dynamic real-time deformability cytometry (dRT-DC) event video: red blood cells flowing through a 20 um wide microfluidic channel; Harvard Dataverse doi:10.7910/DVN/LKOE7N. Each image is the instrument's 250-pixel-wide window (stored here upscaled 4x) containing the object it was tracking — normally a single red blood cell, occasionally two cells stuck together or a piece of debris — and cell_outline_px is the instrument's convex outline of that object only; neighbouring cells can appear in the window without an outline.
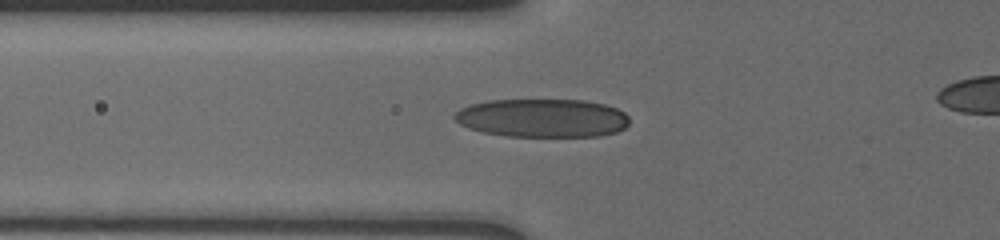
{"species": "human", "species_latin": "Homo sapiens", "temperature_condition": "cold", "stored_images_in_passage": 10, "camera_frame_rate_fps": 3000, "um_per_image_px": 0.085, "donor": {"sex": "male"}, "frame": {"image": 1, "passage_image": 7, "time_ms": 7.0, "image_size_px": [1000, 240], "cell_outline_px": [[628, 124], [624, 128], [616, 132], [600, 136], [508, 136], [484, 132], [468, 128], [460, 124], [452, 116], [460, 108], [468, 104], [488, 100], [584, 100], [604, 104], [616, 108], [624, 112], [628, 116]], "centroid_in_image_um": [46.08, 10.02], "position_along_channel_um": 79.7, "area_um2": 39.25}}
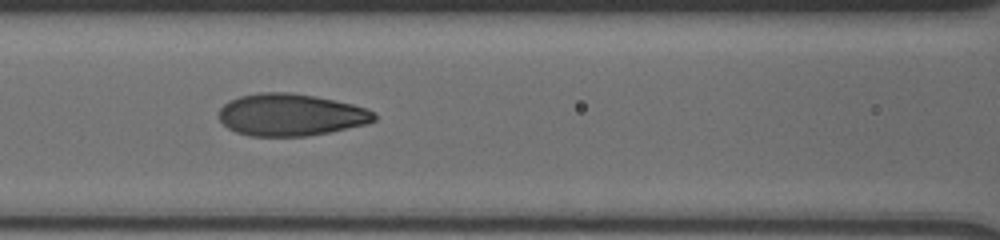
{"frame": {"image": 2, "passage_image": 9, "time_ms": 8.667, "image_size_px": [1000, 240], "cell_outline_px": [[376, 120], [368, 124], [328, 132], [304, 136], [248, 136], [236, 132], [228, 128], [220, 120], [220, 108], [228, 100], [240, 96], [260, 92], [288, 92], [316, 96], [352, 104], [376, 112]], "centroid_in_image_um": [24.71, 9.75], "position_along_channel_um": 141.9, "area_um2": 38.15}}
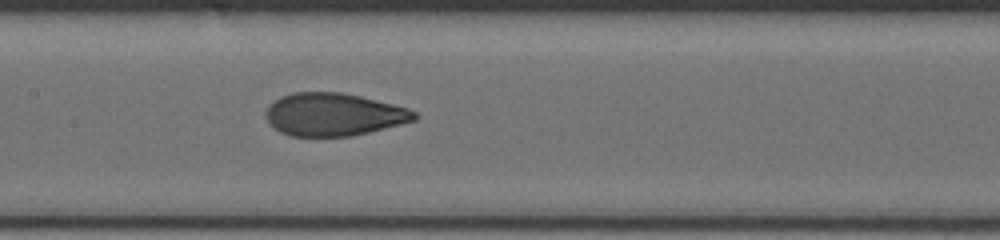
{"frame": {"image": 3, "passage_image": 10, "time_ms": 9.667, "image_size_px": [1000, 240], "cell_outline_px": [[420, 116], [416, 120], [352, 136], [292, 136], [280, 132], [268, 120], [264, 112], [280, 96], [292, 92], [340, 92], [360, 96], [408, 108], [416, 112]], "centroid_in_image_um": [28.38, 9.72], "position_along_channel_um": 179.0, "area_um2": 36.76}}